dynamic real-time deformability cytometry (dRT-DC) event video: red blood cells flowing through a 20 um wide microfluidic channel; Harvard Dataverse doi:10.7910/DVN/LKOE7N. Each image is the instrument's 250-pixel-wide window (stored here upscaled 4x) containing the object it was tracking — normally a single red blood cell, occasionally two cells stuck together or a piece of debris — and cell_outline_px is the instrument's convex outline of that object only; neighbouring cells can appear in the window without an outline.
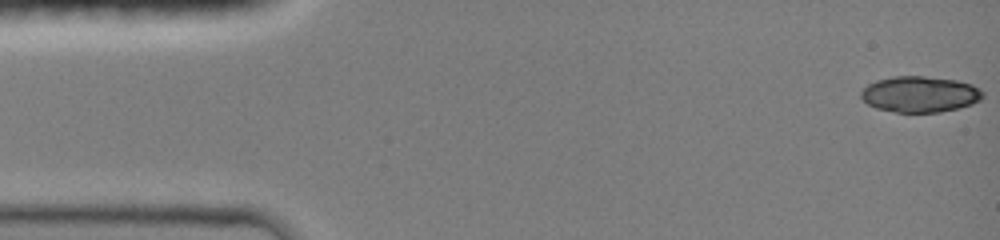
{"species": "common noctule bat (a hibernating species)", "species_latin": "Nyctalus noctula", "temperature_condition": "room temperature", "stored_images_in_passage": 33, "camera_frame_rate_fps": 3000, "um_per_image_px": 0.085, "animal": {"sex": "female", "body_mass_g": 19.0, "forearm_length_mm": 51.5}, "frame": {"image": 1, "passage_image": 1, "time_ms": 0.0, "image_size_px": [1000, 240], "cell_outline_px": [[984, 96], [980, 100], [972, 104], [940, 112], [896, 112], [876, 108], [868, 104], [860, 96], [860, 92], [868, 84], [876, 80], [892, 76], [924, 76], [956, 80], [972, 84], [980, 88], [984, 92]], "centroid_in_image_um": [78.2, 8.0], "position_along_channel_um": 6.8, "area_um2": 25.61}}
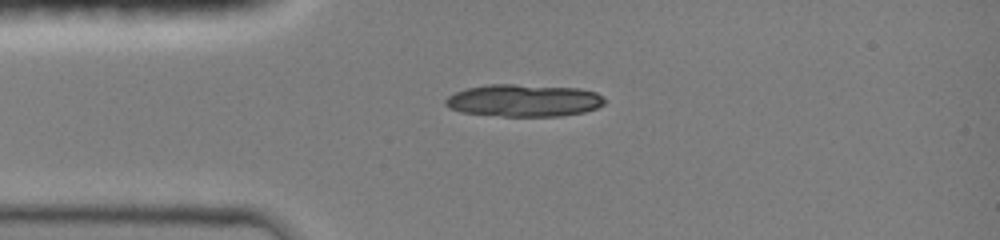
{"frame": {"image": 2, "passage_image": 25, "time_ms": 3.333, "image_size_px": [1000, 240], "cell_outline_px": [[604, 104], [596, 108], [584, 112], [560, 116], [504, 116], [460, 112], [444, 104], [444, 100], [448, 96], [456, 92], [468, 88], [488, 84], [516, 84], [580, 88], [596, 92], [604, 100]], "centroid_in_image_um": [44.52, 8.53], "position_along_channel_um": 40.5, "area_um2": 29.88}}